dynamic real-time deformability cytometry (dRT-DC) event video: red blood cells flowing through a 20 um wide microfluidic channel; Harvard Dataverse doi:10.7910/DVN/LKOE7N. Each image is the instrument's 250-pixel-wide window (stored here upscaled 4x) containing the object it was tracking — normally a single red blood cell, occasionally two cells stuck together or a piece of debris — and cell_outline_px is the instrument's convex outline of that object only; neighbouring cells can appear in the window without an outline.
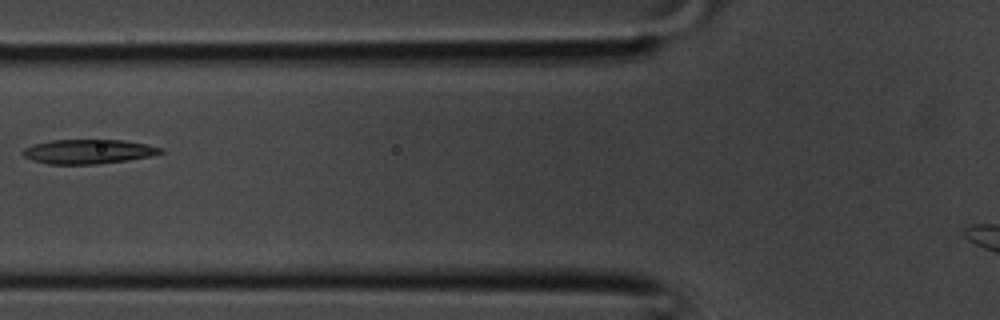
{"species": "common noctule bat (a hibernating species)", "species_latin": "Nyctalus noctula", "temperature_condition": "room temperature", "stored_images_in_passage": 29, "camera_frame_rate_fps": 3000, "um_per_image_px": 0.085, "animal": {"sex": "male", "body_mass_g": 20.1, "forearm_length_mm": 53.5}, "frame": {"image": 1, "passage_image": 9, "time_ms": 2.667, "image_size_px": [1000, 320], "cell_outline_px": [[164, 152], [152, 156], [128, 160], [96, 164], [48, 164], [32, 160], [24, 156], [20, 152], [24, 148], [32, 144], [52, 140], [124, 140], [148, 144], [164, 148]], "centroid_in_image_um": [7.52, 12.88], "position_along_channel_um": 118.3, "area_um2": 19.77}}
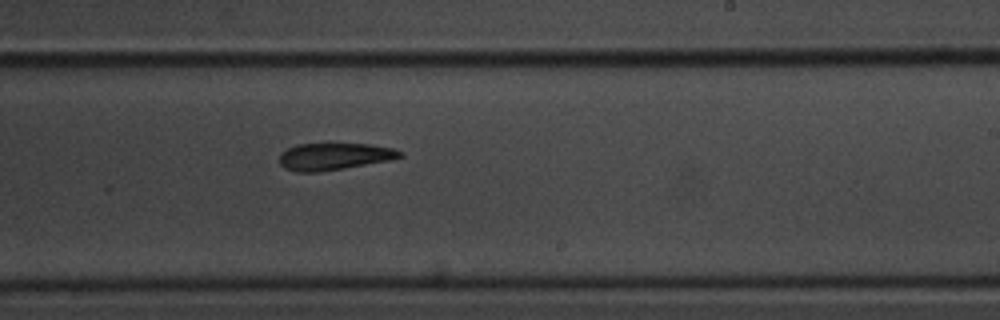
{"frame": {"image": 2, "passage_image": 17, "time_ms": 5.333, "image_size_px": [1000, 320], "cell_outline_px": [[404, 156], [388, 160], [344, 168], [320, 172], [296, 172], [284, 168], [280, 164], [280, 152], [296, 144], [372, 144], [392, 148], [404, 152]], "centroid_in_image_um": [28.39, 13.3], "position_along_channel_um": 260.6, "area_um2": 18.96}}
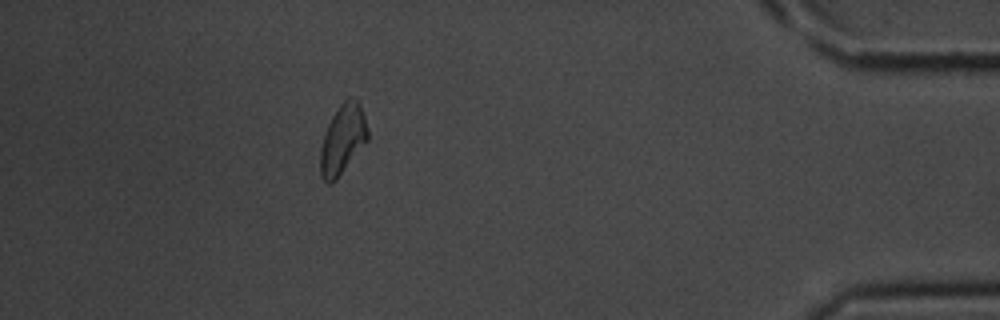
{"frame": {"image": 3, "passage_image": 28, "time_ms": 9.0, "image_size_px": [1000, 320], "cell_outline_px": [[368, 140], [336, 180], [328, 184], [320, 176], [320, 148], [324, 132], [332, 116], [340, 104], [348, 96], [352, 96], [360, 104], [368, 128]], "centroid_in_image_um": [29.12, 11.84], "position_along_channel_um": 406.1, "area_um2": 19.31}}